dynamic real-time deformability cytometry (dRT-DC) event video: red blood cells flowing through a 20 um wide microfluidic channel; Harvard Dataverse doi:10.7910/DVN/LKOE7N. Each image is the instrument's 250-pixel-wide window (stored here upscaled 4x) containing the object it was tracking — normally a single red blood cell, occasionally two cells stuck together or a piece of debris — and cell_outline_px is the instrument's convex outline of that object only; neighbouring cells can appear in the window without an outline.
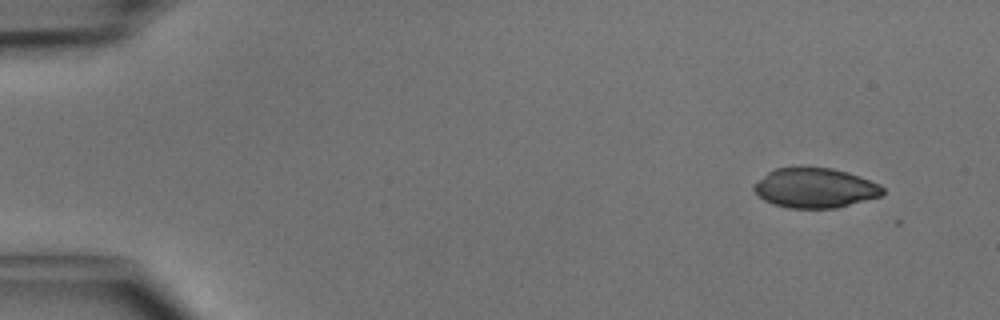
{"species": "common noctule bat (a hibernating species)", "species_latin": "Nyctalus noctula", "temperature_condition": "cold", "stored_images_in_passage": 3, "camera_frame_rate_fps": 3000, "um_per_image_px": 0.085, "animal": {"sex": "male", "body_mass_g": 15.6}, "frame": {"image": 1, "passage_image": 1, "time_ms": 0.0, "image_size_px": [1000, 320], "cell_outline_px": [[884, 192], [880, 196], [836, 208], [788, 208], [772, 204], [764, 200], [752, 188], [752, 184], [768, 172], [776, 168], [832, 168], [848, 172], [860, 176], [880, 184], [884, 188]], "centroid_in_image_um": [69.27, 15.98], "position_along_channel_um": 15.7, "area_um2": 29.77}}